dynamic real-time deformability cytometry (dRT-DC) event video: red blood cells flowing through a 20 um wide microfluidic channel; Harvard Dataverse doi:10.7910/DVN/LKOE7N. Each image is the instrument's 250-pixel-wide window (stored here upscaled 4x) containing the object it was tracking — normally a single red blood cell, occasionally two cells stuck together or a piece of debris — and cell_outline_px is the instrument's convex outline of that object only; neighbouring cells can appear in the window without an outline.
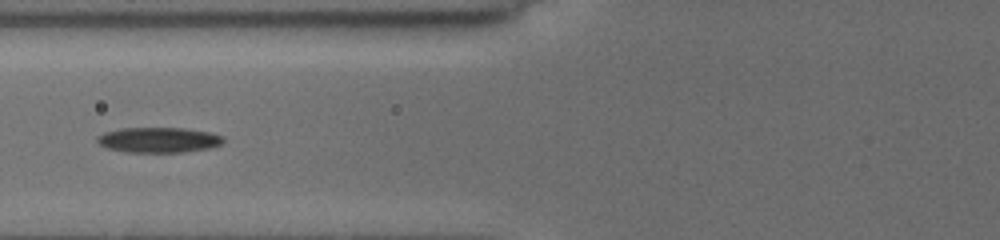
{"species": "common noctule bat (a hibernating species)", "species_latin": "Nyctalus noctula", "temperature_condition": "cold", "stored_images_in_passage": 10, "camera_frame_rate_fps": 3000, "um_per_image_px": 0.085, "animal": {"sex": "female", "body_mass_g": 19.5, "forearm_length_mm": 54.1}, "frame": {"image": 1, "passage_image": 9, "time_ms": 7.667, "image_size_px": [1000, 240], "cell_outline_px": [[224, 140], [220, 144], [208, 148], [184, 152], [124, 152], [104, 148], [96, 140], [96, 136], [104, 132], [124, 128], [184, 128], [208, 132], [224, 136]], "centroid_in_image_um": [13.44, 11.9], "position_along_channel_um": 112.4, "area_um2": 18.61}}